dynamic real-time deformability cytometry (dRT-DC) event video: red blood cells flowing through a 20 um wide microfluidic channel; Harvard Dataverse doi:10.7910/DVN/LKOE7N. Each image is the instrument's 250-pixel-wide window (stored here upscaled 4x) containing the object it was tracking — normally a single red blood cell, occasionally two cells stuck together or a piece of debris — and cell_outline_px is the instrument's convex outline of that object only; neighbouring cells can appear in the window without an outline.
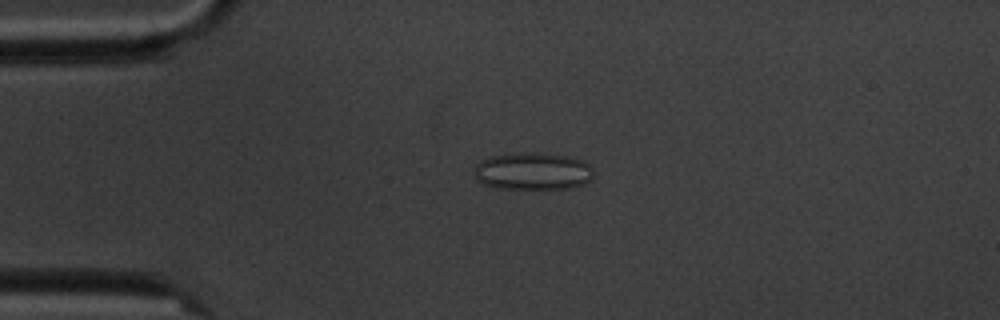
{"species": "common noctule bat (a hibernating species)", "species_latin": "Nyctalus noctula", "temperature_condition": "cold", "stored_images_in_passage": 5, "camera_frame_rate_fps": 3000, "um_per_image_px": 0.085, "animal": {"sex": "male", "body_mass_g": 20.1, "forearm_length_mm": 53.5}, "frame": {"image": 1, "passage_image": 4, "time_ms": 3.333, "image_size_px": [1000, 320], "cell_outline_px": [[592, 180], [584, 184], [564, 188], [496, 188], [484, 184], [476, 180], [476, 164], [480, 160], [492, 156], [516, 152], [536, 152], [572, 156], [584, 160], [592, 168]], "centroid_in_image_um": [45.31, 14.53], "position_along_channel_um": 39.7, "area_um2": 26.13}}